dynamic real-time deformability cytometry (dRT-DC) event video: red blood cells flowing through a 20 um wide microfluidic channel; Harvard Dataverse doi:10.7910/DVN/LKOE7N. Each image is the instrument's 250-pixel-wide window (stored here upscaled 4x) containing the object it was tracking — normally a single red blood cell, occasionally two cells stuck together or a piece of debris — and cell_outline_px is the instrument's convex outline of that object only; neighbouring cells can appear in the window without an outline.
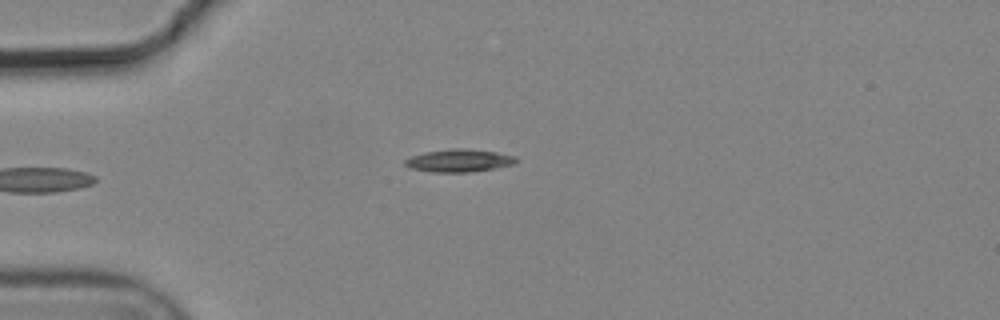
{"species": "common noctule bat (a hibernating species)", "species_latin": "Nyctalus noctula", "temperature_condition": "cold", "stored_images_in_passage": 5, "camera_frame_rate_fps": 3000, "um_per_image_px": 0.085, "animal": {"sex": "male", "body_mass_g": 19.2, "forearm_length_mm": 51.8}, "frame": {"image": 1, "passage_image": 5, "time_ms": 1.333, "image_size_px": [1000, 320], "cell_outline_px": [[520, 160], [516, 164], [496, 168], [468, 172], [432, 172], [408, 168], [404, 164], [404, 160], [412, 156], [424, 152], [452, 148], [464, 148], [496, 152], [516, 156]], "centroid_in_image_um": [39.04, 13.65], "position_along_channel_um": 46.0, "area_um2": 14.91}}